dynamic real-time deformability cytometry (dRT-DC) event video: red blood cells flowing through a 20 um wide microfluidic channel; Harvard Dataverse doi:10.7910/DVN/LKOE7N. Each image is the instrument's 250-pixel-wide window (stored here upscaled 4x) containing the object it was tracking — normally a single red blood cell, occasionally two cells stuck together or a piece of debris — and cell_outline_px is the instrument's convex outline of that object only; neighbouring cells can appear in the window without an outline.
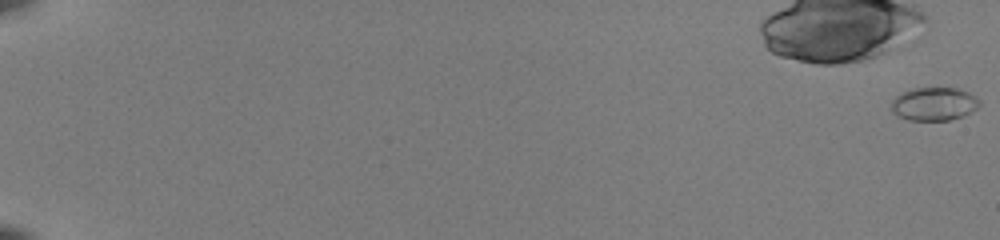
{"species": "common noctule bat (a hibernating species)", "species_latin": "Nyctalus noctula", "temperature_condition": "room temperature", "stored_images_in_passage": 54, "camera_frame_rate_fps": 3000, "um_per_image_px": 0.085, "animal": {"sex": "female", "body_mass_g": 22.0, "forearm_length_mm": 56.7}, "frame": {"image": 1, "passage_image": 1, "time_ms": 0.0, "image_size_px": [1000, 240], "cell_outline_px": [[980, 104], [972, 112], [964, 116], [948, 120], [908, 120], [892, 112], [892, 100], [896, 96], [912, 88], [956, 88], [968, 92], [976, 96], [980, 100]], "centroid_in_image_um": [79.42, 8.83], "position_along_channel_um": 5.6, "area_um2": 17.05}}
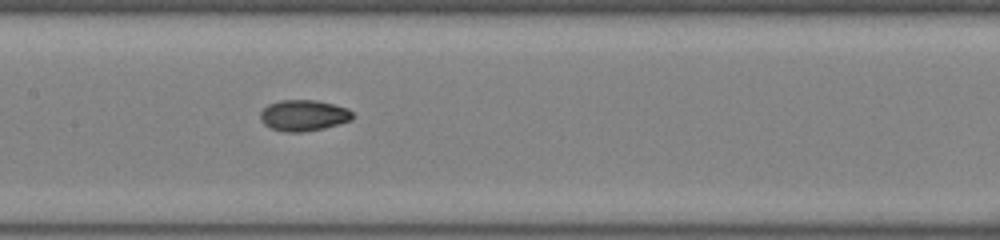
{"frame": {"image": 2, "passage_image": 31, "time_ms": 10.0, "image_size_px": [1000, 240], "cell_outline_px": [[352, 120], [324, 128], [300, 132], [284, 132], [272, 128], [264, 124], [260, 120], [260, 112], [268, 104], [280, 100], [316, 100], [348, 108], [352, 112]], "centroid_in_image_um": [25.79, 9.81], "position_along_channel_um": 181.6, "area_um2": 16.65}}
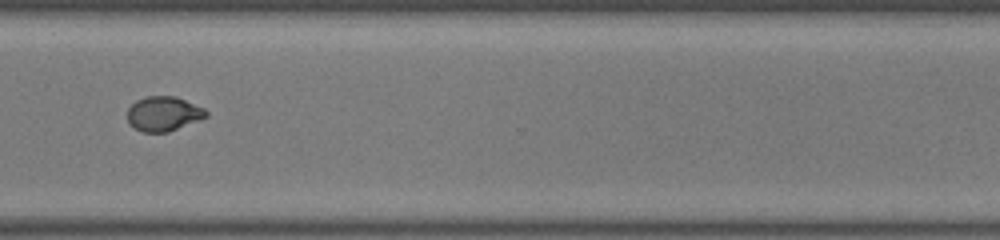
{"frame": {"image": 3, "passage_image": 44, "time_ms": 14.333, "image_size_px": [1000, 240], "cell_outline_px": [[208, 116], [200, 120], [168, 132], [144, 132], [128, 124], [128, 108], [136, 100], [148, 96], [176, 96], [204, 108], [208, 112]], "centroid_in_image_um": [13.91, 9.66], "position_along_channel_um": 356.7, "area_um2": 15.9}, "authors_computed_cell_mechanics": {"area_um2": 16.2996, "velocity_mm_per_s": 4.0433, "shape_relaxation_time_tau1_ms": 6.327, "shape_relaxation_time_tau2_ms": 1.8049, "deformation_change_tau1": 0.2006, "deformation_change_tau2": 0.046}}